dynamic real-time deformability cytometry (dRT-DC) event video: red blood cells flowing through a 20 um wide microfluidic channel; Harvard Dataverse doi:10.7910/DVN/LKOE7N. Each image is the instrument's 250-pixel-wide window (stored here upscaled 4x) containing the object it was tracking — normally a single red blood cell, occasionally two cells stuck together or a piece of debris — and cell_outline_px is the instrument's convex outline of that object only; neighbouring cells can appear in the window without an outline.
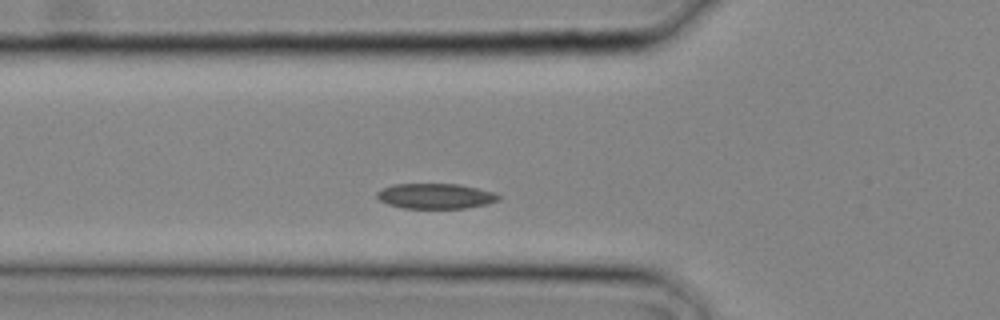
{"species": "common noctule bat (a hibernating species)", "species_latin": "Nyctalus noctula", "temperature_condition": "cold", "stored_images_in_passage": 9, "camera_frame_rate_fps": 3000, "um_per_image_px": 0.085, "animal": {"sex": "male", "body_mass_g": 20.4}, "frame": {"image": 1, "passage_image": 3, "time_ms": 0.667, "image_size_px": [1000, 320], "cell_outline_px": [[500, 200], [484, 204], [464, 208], [404, 208], [388, 204], [380, 200], [376, 196], [376, 192], [380, 188], [392, 184], [460, 184], [492, 192], [500, 196]], "centroid_in_image_um": [36.96, 16.66], "position_along_channel_um": 88.8, "area_um2": 17.8}}
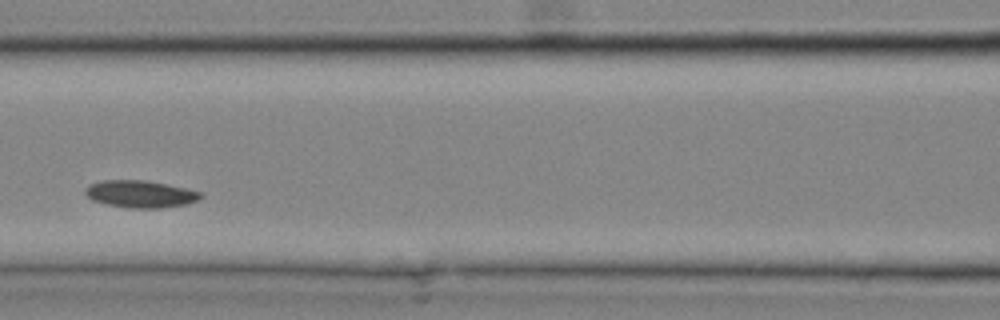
{"frame": {"image": 2, "passage_image": 6, "time_ms": 1.667, "image_size_px": [1000, 320], "cell_outline_px": [[204, 196], [196, 200], [184, 204], [160, 208], [128, 208], [104, 204], [92, 200], [84, 192], [84, 188], [88, 184], [100, 180], [144, 180], [184, 188], [200, 192]], "centroid_in_image_um": [11.84, 16.49], "position_along_channel_um": 154.8, "area_um2": 18.21}}
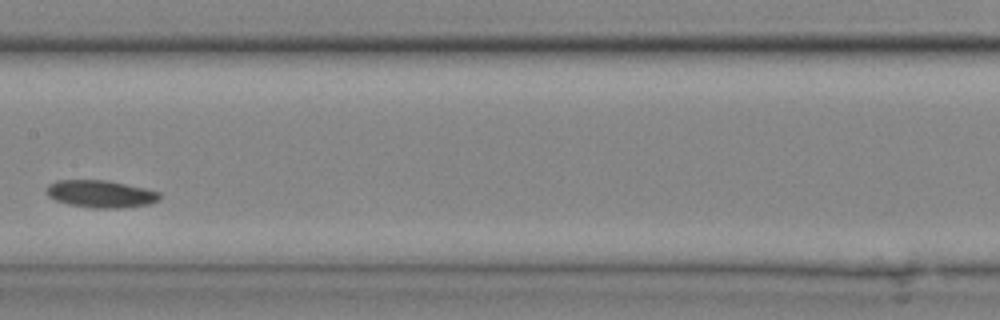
{"frame": {"image": 3, "passage_image": 8, "time_ms": 2.333, "image_size_px": [1000, 320], "cell_outline_px": [[160, 200], [148, 204], [124, 208], [92, 208], [68, 204], [56, 200], [48, 196], [48, 184], [56, 180], [108, 180], [144, 188], [160, 192]], "centroid_in_image_um": [8.58, 16.48], "position_along_channel_um": 198.8, "area_um2": 18.03}}